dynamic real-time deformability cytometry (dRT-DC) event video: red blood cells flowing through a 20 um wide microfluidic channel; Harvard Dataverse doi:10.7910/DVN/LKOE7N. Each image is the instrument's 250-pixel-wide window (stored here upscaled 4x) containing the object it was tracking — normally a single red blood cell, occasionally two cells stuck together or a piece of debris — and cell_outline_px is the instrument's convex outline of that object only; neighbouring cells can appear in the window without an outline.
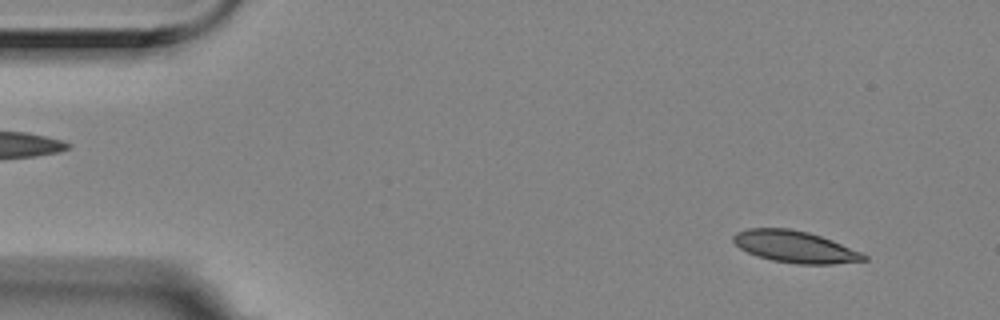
{"species": "Egyptian fruit bat (a non-hibernating species)", "species_latin": "Rousettus aegyptiacus", "temperature_condition": "room temperature", "stored_images_in_passage": 4, "camera_frame_rate_fps": 3000, "um_per_image_px": 0.085, "animal": {"sex": "female"}, "frame": {"image": 1, "passage_image": 1, "time_ms": 0.0, "image_size_px": [1000, 320], "cell_outline_px": [[868, 260], [832, 264], [796, 264], [772, 260], [756, 256], [740, 248], [732, 240], [732, 236], [736, 232], [748, 228], [792, 228], [808, 232], [832, 240], [860, 252], [868, 256]], "centroid_in_image_um": [67.55, 20.97], "position_along_channel_um": 17.4, "area_um2": 24.16}}
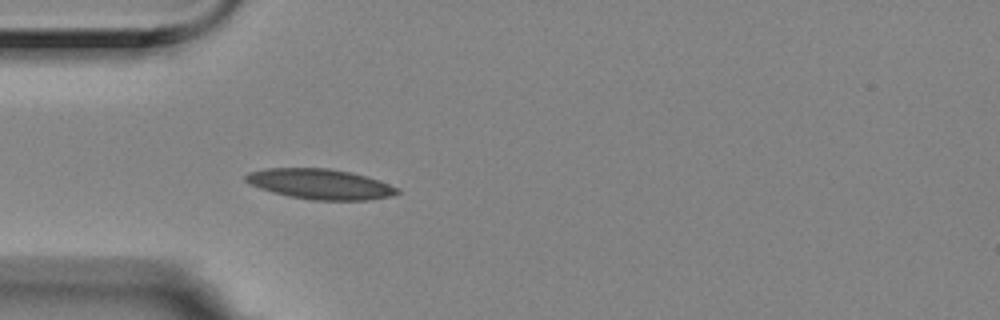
{"frame": {"image": 2, "passage_image": 4, "time_ms": 1.0, "image_size_px": [1000, 320], "cell_outline_px": [[400, 192], [392, 196], [368, 200], [312, 200], [288, 196], [272, 192], [248, 184], [244, 180], [244, 176], [248, 172], [268, 168], [328, 168], [352, 172], [380, 180], [400, 188]], "centroid_in_image_um": [27.22, 15.64], "position_along_channel_um": 57.8, "area_um2": 26.99}}